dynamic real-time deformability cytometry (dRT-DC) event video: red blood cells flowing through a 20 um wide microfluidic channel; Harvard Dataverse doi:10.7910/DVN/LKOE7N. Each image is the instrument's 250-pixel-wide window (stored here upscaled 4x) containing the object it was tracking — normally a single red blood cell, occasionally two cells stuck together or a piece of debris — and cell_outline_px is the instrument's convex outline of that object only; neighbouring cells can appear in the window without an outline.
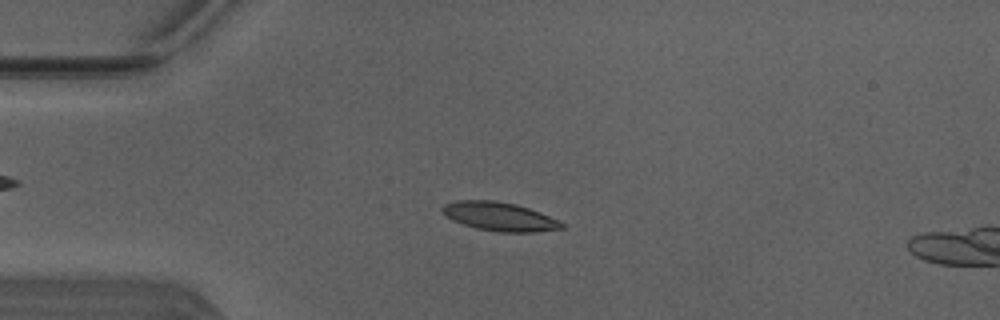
{"species": "Egyptian fruit bat (a non-hibernating species)", "species_latin": "Rousettus aegyptiacus", "temperature_condition": "warm", "stored_images_in_passage": 25, "camera_frame_rate_fps": 3000, "um_per_image_px": 0.085, "animal": {"sex": "male"}, "frame": {"image": 1, "passage_image": 12, "time_ms": 3.667, "image_size_px": [1000, 320], "cell_outline_px": [[564, 228], [532, 232], [500, 232], [476, 228], [452, 220], [440, 208], [444, 204], [456, 200], [496, 200], [516, 204], [540, 212], [560, 220], [564, 224]], "centroid_in_image_um": [42.47, 18.39], "position_along_channel_um": 42.5, "area_um2": 19.94}}
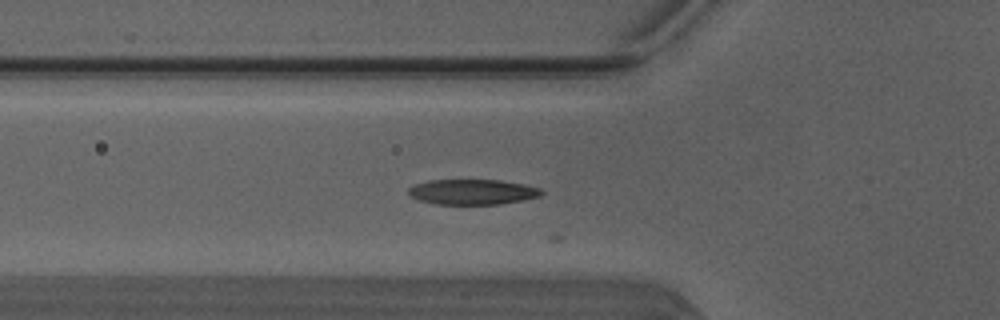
{"frame": {"image": 2, "passage_image": 17, "time_ms": 5.333, "image_size_px": [1000, 320], "cell_outline_px": [[544, 192], [540, 196], [524, 200], [500, 204], [432, 204], [420, 200], [412, 196], [408, 192], [408, 188], [416, 184], [428, 180], [500, 180], [524, 184], [540, 188]], "centroid_in_image_um": [40.18, 16.31], "position_along_channel_um": 85.6, "area_um2": 19.59}}